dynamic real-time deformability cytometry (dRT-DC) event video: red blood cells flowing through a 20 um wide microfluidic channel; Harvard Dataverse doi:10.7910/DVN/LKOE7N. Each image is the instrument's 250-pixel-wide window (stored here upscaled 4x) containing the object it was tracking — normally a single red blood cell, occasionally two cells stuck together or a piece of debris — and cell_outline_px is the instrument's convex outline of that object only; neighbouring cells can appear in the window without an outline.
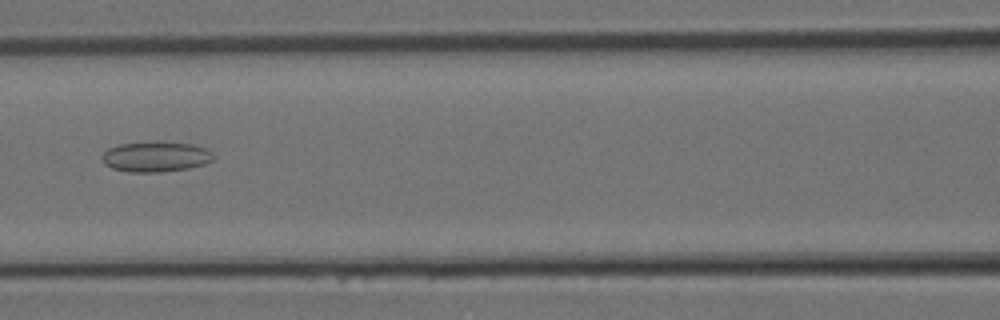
{"species": "Egyptian fruit bat (a non-hibernating species)", "species_latin": "Rousettus aegyptiacus", "temperature_condition": "room temperature", "stored_images_in_passage": 11, "camera_frame_rate_fps": 3000, "um_per_image_px": 0.085, "animal": {"sex": "female"}, "frame": {"image": 1, "passage_image": 10, "time_ms": 3.0, "image_size_px": [1000, 320], "cell_outline_px": [[212, 160], [204, 164], [188, 168], [160, 172], [128, 172], [112, 168], [104, 164], [104, 152], [108, 148], [120, 144], [192, 144], [204, 148], [212, 152]], "centroid_in_image_um": [13.22, 13.36], "position_along_channel_um": 153.4, "area_um2": 18.73}}